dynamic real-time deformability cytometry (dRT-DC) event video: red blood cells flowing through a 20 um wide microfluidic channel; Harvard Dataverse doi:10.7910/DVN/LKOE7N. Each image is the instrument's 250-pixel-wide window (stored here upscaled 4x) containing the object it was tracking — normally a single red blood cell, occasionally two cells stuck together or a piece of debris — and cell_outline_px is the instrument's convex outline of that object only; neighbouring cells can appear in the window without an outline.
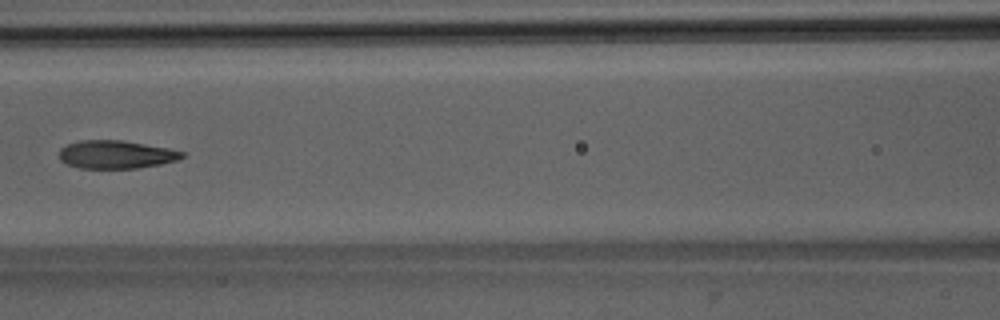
{"species": "Egyptian fruit bat (a non-hibernating species)", "species_latin": "Rousettus aegyptiacus", "temperature_condition": "room temperature", "stored_images_in_passage": 7, "camera_frame_rate_fps": 3000, "um_per_image_px": 0.085, "animal": {"sex": "male"}, "frame": {"image": 1, "passage_image": 7, "time_ms": 6.667, "image_size_px": [1000, 320], "cell_outline_px": [[184, 156], [176, 160], [160, 164], [136, 168], [80, 168], [68, 164], [60, 160], [60, 148], [68, 144], [80, 140], [124, 140], [168, 148], [184, 152]], "centroid_in_image_um": [9.85, 13.12], "position_along_channel_um": 156.7, "area_um2": 20.0}}